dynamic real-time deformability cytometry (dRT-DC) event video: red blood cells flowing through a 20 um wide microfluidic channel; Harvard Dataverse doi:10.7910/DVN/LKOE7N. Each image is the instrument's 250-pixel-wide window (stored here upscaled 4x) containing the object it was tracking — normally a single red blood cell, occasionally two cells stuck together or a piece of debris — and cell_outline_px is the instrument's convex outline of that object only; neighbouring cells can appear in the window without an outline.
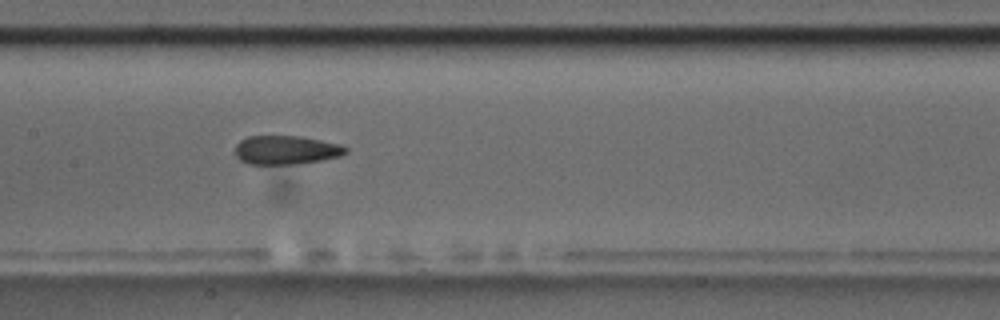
{"species": "common noctule bat (a hibernating species)", "species_latin": "Nyctalus noctula", "temperature_condition": "room temperature", "stored_images_in_passage": 9, "camera_frame_rate_fps": 3000, "um_per_image_px": 0.085, "animal": {"sex": "male", "body_mass_g": 17.5, "forearm_length_mm": 52.3}, "frame": {"image": 1, "passage_image": 9, "time_ms": 9.0, "image_size_px": [1000, 320], "cell_outline_px": [[348, 152], [340, 156], [320, 160], [292, 164], [248, 164], [240, 160], [232, 152], [236, 144], [240, 140], [248, 136], [300, 136], [340, 144], [348, 148]], "centroid_in_image_um": [24.27, 12.74], "position_along_channel_um": 183.1, "area_um2": 18.67}}